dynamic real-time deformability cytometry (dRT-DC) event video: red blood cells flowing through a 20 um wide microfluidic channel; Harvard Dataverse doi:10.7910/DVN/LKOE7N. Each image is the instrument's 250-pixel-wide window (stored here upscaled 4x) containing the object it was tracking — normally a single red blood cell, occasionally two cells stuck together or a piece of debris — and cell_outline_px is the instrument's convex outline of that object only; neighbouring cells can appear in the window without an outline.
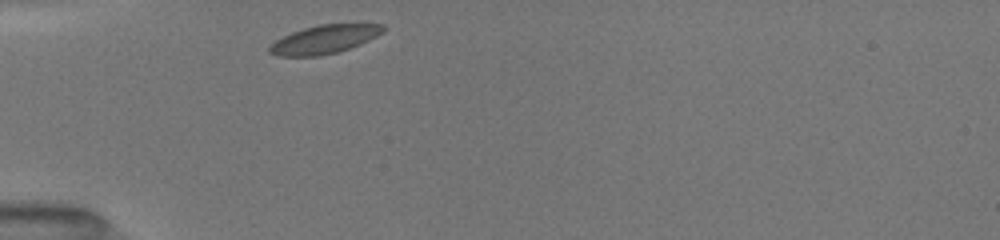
{"species": "common noctule bat (a hibernating species)", "species_latin": "Nyctalus noctula", "temperature_condition": "room temperature", "stored_images_in_passage": 38, "camera_frame_rate_fps": 3000, "um_per_image_px": 0.085, "animal": {"sex": "female", "body_mass_g": 19.5, "forearm_length_mm": 54.1}, "frame": {"image": 1, "passage_image": 1, "time_ms": 0.0, "image_size_px": [1000, 240], "cell_outline_px": [[388, 28], [384, 32], [360, 44], [336, 52], [320, 56], [276, 56], [268, 52], [268, 48], [276, 40], [292, 32], [304, 28], [320, 24], [384, 24]], "centroid_in_image_um": [27.58, 3.34], "position_along_channel_um": 57.4, "area_um2": 18.79}}
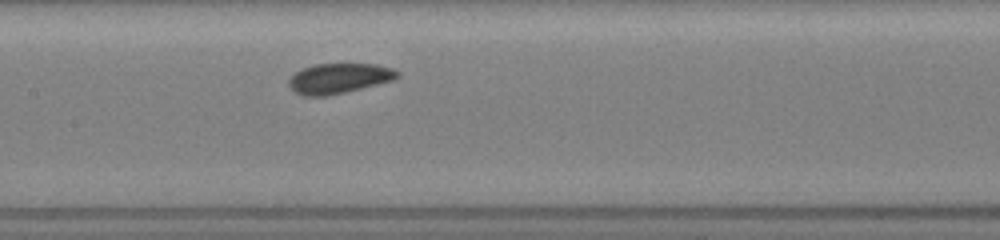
{"frame": {"image": 2, "passage_image": 18, "time_ms": 3.333, "image_size_px": [1000, 240], "cell_outline_px": [[400, 76], [392, 80], [328, 96], [300, 96], [288, 84], [288, 80], [296, 72], [312, 64], [376, 64], [392, 68], [400, 72]], "centroid_in_image_um": [28.8, 6.66], "position_along_channel_um": 178.6, "area_um2": 18.9}}
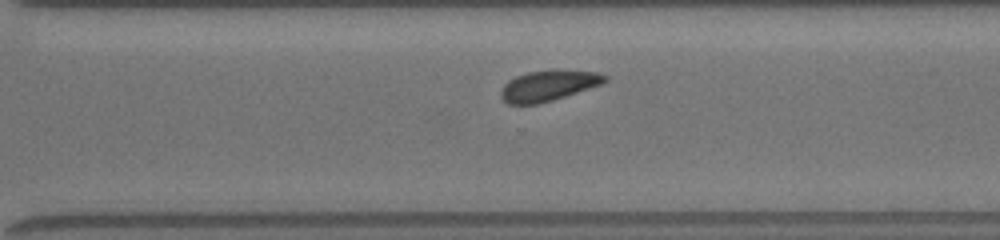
{"frame": {"image": 3, "passage_image": 34, "time_ms": 7.0, "image_size_px": [1000, 240], "cell_outline_px": [[608, 80], [604, 84], [552, 100], [536, 104], [508, 104], [500, 96], [500, 92], [504, 84], [508, 80], [516, 76], [528, 72], [556, 68], [600, 72], [608, 76]], "centroid_in_image_um": [46.67, 7.24], "position_along_channel_um": 323.9, "area_um2": 19.02}}